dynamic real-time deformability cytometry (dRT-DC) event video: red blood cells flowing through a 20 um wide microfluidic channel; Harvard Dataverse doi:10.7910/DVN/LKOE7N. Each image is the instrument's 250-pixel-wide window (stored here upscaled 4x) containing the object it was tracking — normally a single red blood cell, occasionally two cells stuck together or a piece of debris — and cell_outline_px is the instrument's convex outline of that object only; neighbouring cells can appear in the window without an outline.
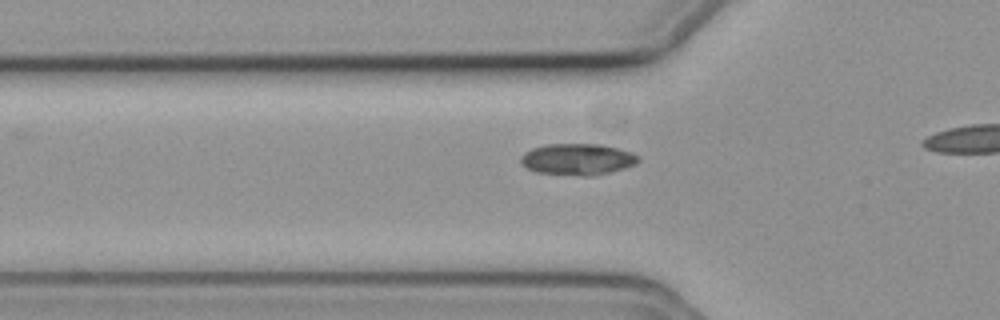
{"species": "common noctule bat (a hibernating species)", "species_latin": "Nyctalus noctula", "temperature_condition": "cold", "stored_images_in_passage": 11, "camera_frame_rate_fps": 3000, "um_per_image_px": 0.085, "animal": {"sex": "female", "body_mass_g": 19.3, "forearm_length_mm": 54.1}, "frame": {"image": 1, "passage_image": 5, "time_ms": 1.333, "image_size_px": [1000, 320], "cell_outline_px": [[640, 160], [636, 164], [624, 168], [596, 176], [584, 176], [536, 172], [520, 164], [520, 156], [524, 152], [532, 148], [548, 144], [600, 144], [632, 152], [640, 156]], "centroid_in_image_um": [49.09, 13.54], "position_along_channel_um": 76.7, "area_um2": 21.68}}
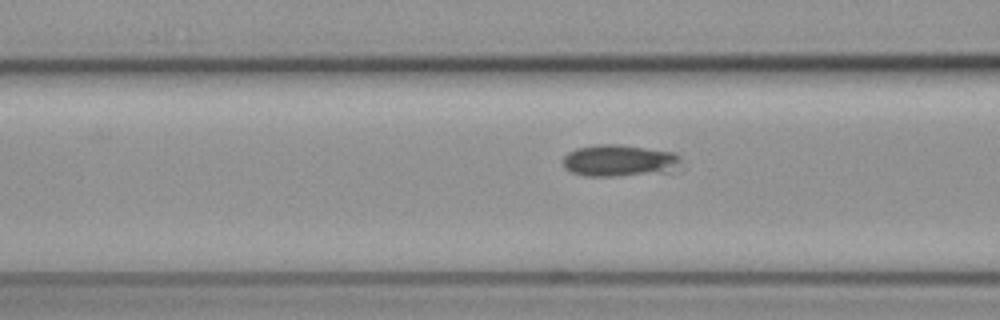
{"frame": {"image": 2, "passage_image": 8, "time_ms": 2.333, "image_size_px": [1000, 320], "cell_outline_px": [[684, 168], [664, 172], [616, 176], [584, 176], [572, 172], [564, 168], [564, 156], [568, 152], [576, 148], [600, 144], [620, 144], [672, 152], [680, 156]], "centroid_in_image_um": [52.69, 13.65], "position_along_channel_um": 113.9, "area_um2": 22.08}}